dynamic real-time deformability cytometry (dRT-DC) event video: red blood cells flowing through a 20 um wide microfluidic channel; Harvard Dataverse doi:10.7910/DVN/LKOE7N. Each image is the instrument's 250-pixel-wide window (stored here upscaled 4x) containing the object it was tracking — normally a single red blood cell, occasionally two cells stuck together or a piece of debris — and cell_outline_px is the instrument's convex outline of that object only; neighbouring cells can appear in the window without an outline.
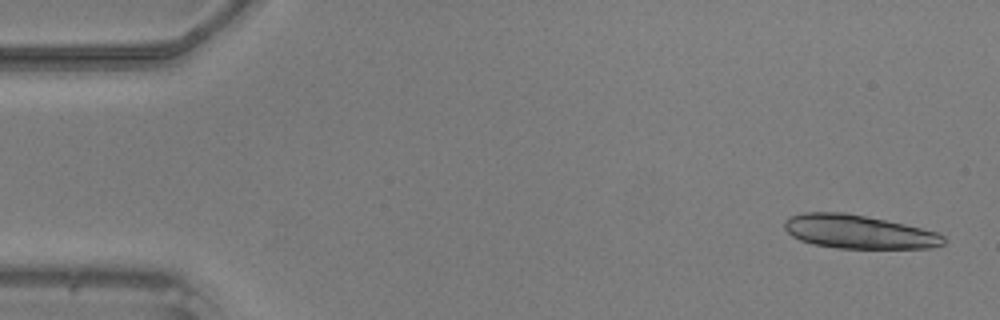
{"species": "common noctule bat (a hibernating species)", "species_latin": "Nyctalus noctula", "temperature_condition": "warm", "stored_images_in_passage": 49, "camera_frame_rate_fps": 3000, "um_per_image_px": 0.085, "animal": {"sex": "male", "body_mass_g": 20.5, "forearm_length_mm": 52.5}, "frame": {"image": 1, "passage_image": 2, "time_ms": 0.333, "image_size_px": [1000, 320], "cell_outline_px": [[944, 244], [932, 248], [836, 248], [812, 244], [800, 240], [792, 236], [784, 228], [784, 220], [788, 216], [804, 212], [844, 212], [904, 224], [936, 232], [944, 236]], "centroid_in_image_um": [72.93, 19.7], "position_along_channel_um": 12.1, "area_um2": 31.1}}
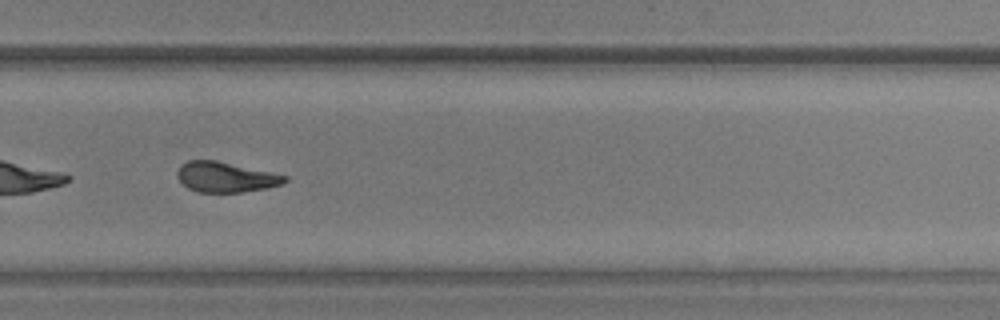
{"frame": {"image": 2, "passage_image": 33, "time_ms": 10.667, "image_size_px": [1000, 320], "cell_outline_px": [[288, 180], [280, 184], [268, 188], [244, 192], [196, 192], [188, 188], [180, 180], [176, 172], [188, 160], [216, 160], [288, 176]], "centroid_in_image_um": [19.19, 15.06], "position_along_channel_um": 310.6, "area_um2": 18.73}}
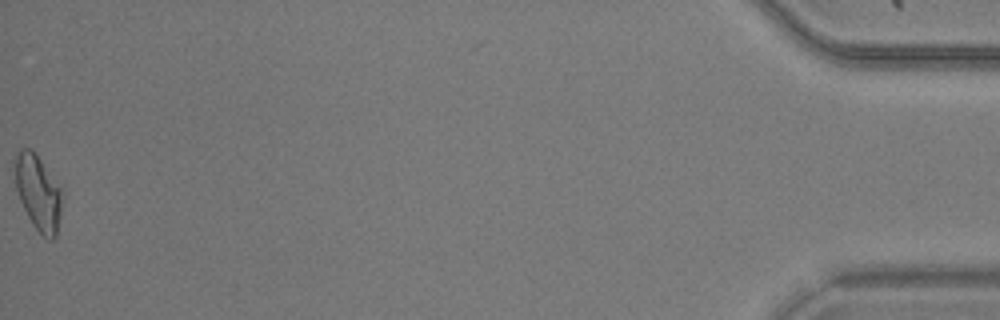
{"frame": {"image": 3, "passage_image": 49, "time_ms": 16.0, "image_size_px": [1000, 320], "cell_outline_px": [[60, 212], [56, 236], [52, 240], [48, 240], [32, 224], [20, 200], [16, 188], [12, 156], [20, 148], [32, 148], [36, 152], [60, 188]], "centroid_in_image_um": [3.18, 16.29], "position_along_channel_um": 432.0, "area_um2": 20.63}}